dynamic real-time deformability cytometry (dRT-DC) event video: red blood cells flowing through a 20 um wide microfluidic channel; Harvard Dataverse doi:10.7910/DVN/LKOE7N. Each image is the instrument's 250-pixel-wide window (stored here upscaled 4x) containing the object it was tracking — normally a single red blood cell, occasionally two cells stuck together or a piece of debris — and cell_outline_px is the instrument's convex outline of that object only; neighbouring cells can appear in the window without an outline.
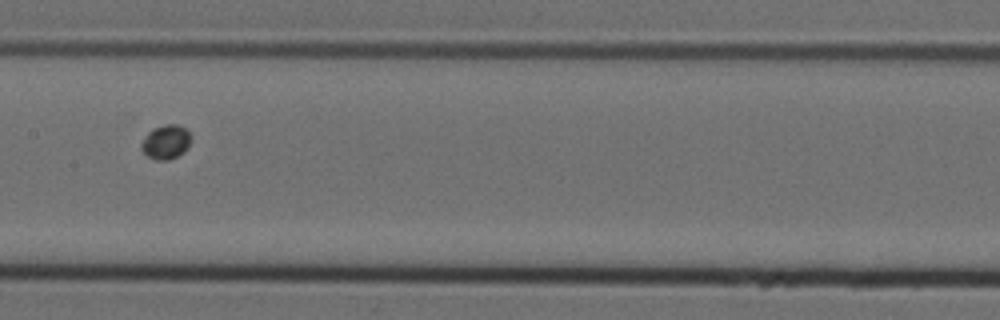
{"species": "Egyptian fruit bat (a non-hibernating species)", "species_latin": "Rousettus aegyptiacus", "temperature_condition": "cold", "stored_images_in_passage": 6, "camera_frame_rate_fps": 3000, "um_per_image_px": 0.085, "animal": {"sex": "female"}, "frame": {"image": 1, "passage_image": 4, "time_ms": 1.0, "image_size_px": [1000, 320], "cell_outline_px": [[192, 136], [188, 148], [184, 152], [168, 160], [156, 160], [148, 156], [140, 148], [140, 144], [144, 136], [152, 128], [164, 124], [176, 124], [184, 128]], "centroid_in_image_um": [14.09, 12.06], "position_along_channel_um": 193.3, "area_um2": 10.0}}